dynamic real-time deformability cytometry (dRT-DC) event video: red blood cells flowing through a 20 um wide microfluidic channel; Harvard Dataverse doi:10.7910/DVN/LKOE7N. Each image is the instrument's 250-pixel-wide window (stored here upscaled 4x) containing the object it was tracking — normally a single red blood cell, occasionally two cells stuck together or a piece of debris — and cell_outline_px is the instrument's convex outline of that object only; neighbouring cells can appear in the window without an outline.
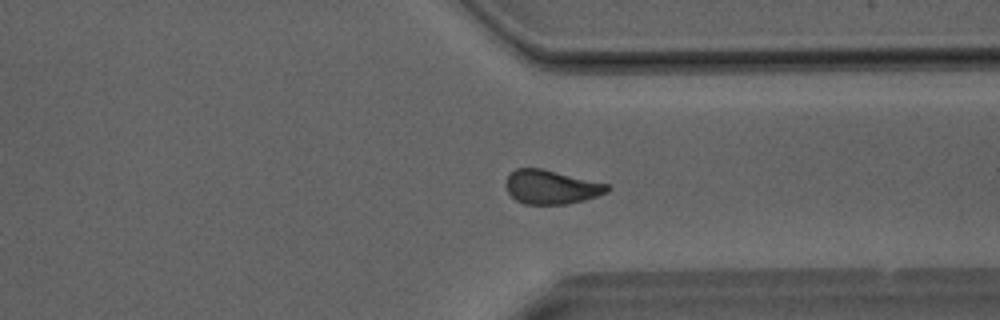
{"species": "Egyptian fruit bat (a non-hibernating species)", "species_latin": "Rousettus aegyptiacus", "temperature_condition": "room temperature", "stored_images_in_passage": 29, "camera_frame_rate_fps": 3000, "um_per_image_px": 0.085, "animal": {"sex": "male"}, "frame": {"image": 1, "passage_image": 20, "time_ms": 6.333, "image_size_px": [1000, 320], "cell_outline_px": [[612, 188], [608, 192], [584, 200], [568, 204], [524, 204], [516, 200], [508, 192], [504, 184], [504, 180], [508, 172], [516, 168], [540, 168], [608, 184]], "centroid_in_image_um": [46.81, 15.89], "position_along_channel_um": 364.6, "area_um2": 20.23}}
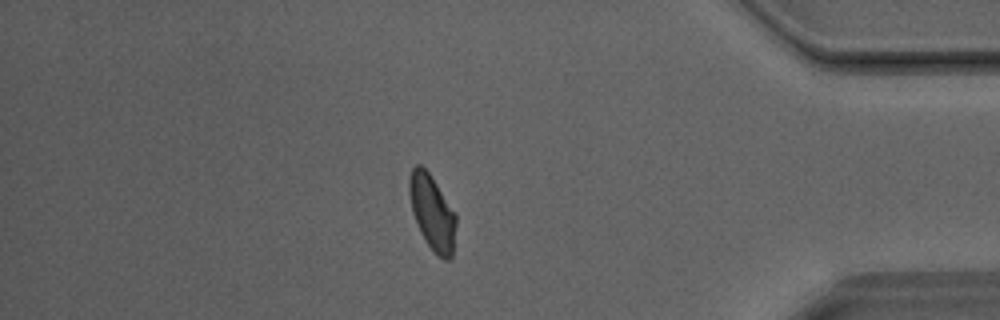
{"frame": {"image": 2, "passage_image": 24, "time_ms": 7.667, "image_size_px": [1000, 320], "cell_outline_px": [[456, 224], [452, 256], [448, 260], [444, 260], [428, 244], [420, 232], [412, 212], [408, 192], [408, 180], [412, 168], [416, 164], [420, 164], [428, 172], [456, 212]], "centroid_in_image_um": [36.73, 18.02], "position_along_channel_um": 398.5, "area_um2": 20.35}}